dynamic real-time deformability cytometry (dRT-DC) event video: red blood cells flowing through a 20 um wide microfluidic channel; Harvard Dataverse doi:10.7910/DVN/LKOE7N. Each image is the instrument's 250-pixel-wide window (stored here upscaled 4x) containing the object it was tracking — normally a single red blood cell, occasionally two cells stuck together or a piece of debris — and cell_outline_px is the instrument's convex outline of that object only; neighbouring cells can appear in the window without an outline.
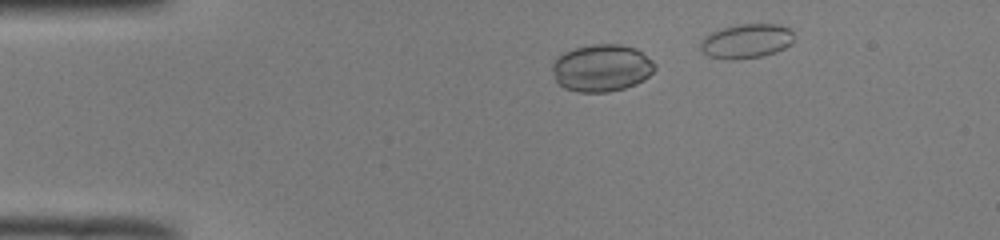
{"species": "common noctule bat (a hibernating species)", "species_latin": "Nyctalus noctula", "temperature_condition": "room temperature", "stored_images_in_passage": 18, "camera_frame_rate_fps": 3000, "um_per_image_px": 0.085, "animal": {"sex": "male", "body_mass_g": 19.0, "forearm_length_mm": 50.8}, "frame": {"image": 1, "passage_image": 6, "time_ms": 1.667, "image_size_px": [1000, 240], "cell_outline_px": [[656, 68], [644, 80], [636, 84], [624, 88], [608, 92], [576, 92], [564, 88], [556, 80], [552, 68], [552, 64], [556, 56], [564, 52], [576, 48], [592, 44], [620, 44], [636, 48], [652, 60], [656, 64]], "centroid_in_image_um": [51.14, 5.77], "position_along_channel_um": 33.9, "area_um2": 28.32}}
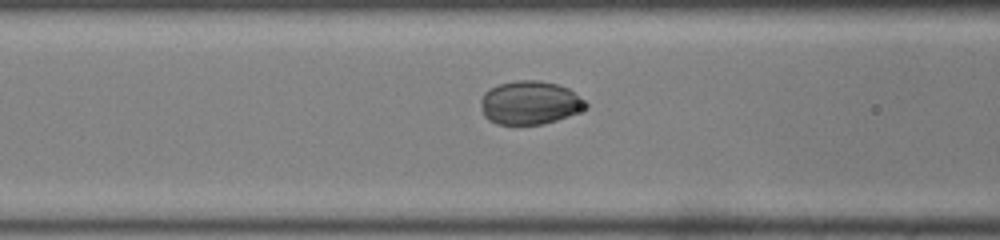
{"frame": {"image": 2, "passage_image": 16, "time_ms": 5.0, "image_size_px": [1000, 240], "cell_outline_px": [[588, 108], [568, 116], [544, 124], [496, 124], [488, 120], [484, 116], [480, 104], [480, 100], [484, 92], [488, 88], [500, 84], [516, 80], [536, 80], [556, 84], [568, 88], [584, 100], [588, 104]], "centroid_in_image_um": [45.01, 8.73], "position_along_channel_um": 121.6, "area_um2": 26.65}}